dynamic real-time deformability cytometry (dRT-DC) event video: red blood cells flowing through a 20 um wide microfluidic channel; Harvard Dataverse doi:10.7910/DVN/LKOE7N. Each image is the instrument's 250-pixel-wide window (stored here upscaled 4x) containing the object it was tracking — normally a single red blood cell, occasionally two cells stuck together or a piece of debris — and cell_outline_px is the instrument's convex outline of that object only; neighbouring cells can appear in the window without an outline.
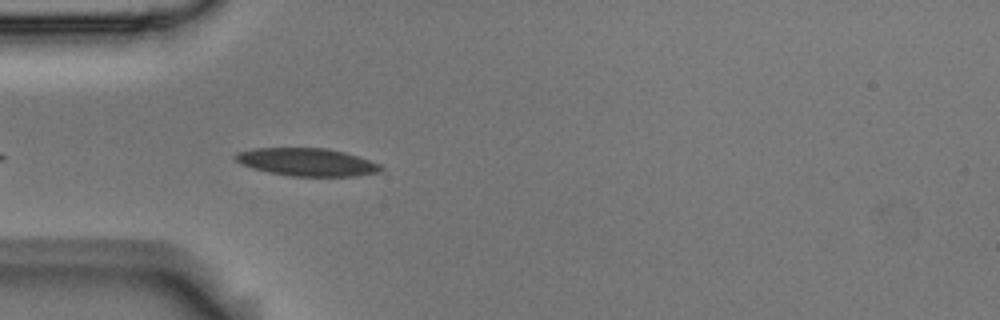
{"species": "Egyptian fruit bat (a non-hibernating species)", "species_latin": "Rousettus aegyptiacus", "temperature_condition": "room temperature", "stored_images_in_passage": 3, "camera_frame_rate_fps": 3000, "um_per_image_px": 0.085, "animal": {"sex": "male"}, "frame": {"image": 1, "passage_image": 3, "time_ms": 0.667, "image_size_px": [1000, 320], "cell_outline_px": [[384, 168], [380, 172], [356, 176], [288, 176], [268, 172], [252, 168], [240, 164], [232, 156], [240, 152], [256, 148], [328, 148], [344, 152], [380, 164]], "centroid_in_image_um": [26.08, 13.78], "position_along_channel_um": 58.9, "area_um2": 23.52}}